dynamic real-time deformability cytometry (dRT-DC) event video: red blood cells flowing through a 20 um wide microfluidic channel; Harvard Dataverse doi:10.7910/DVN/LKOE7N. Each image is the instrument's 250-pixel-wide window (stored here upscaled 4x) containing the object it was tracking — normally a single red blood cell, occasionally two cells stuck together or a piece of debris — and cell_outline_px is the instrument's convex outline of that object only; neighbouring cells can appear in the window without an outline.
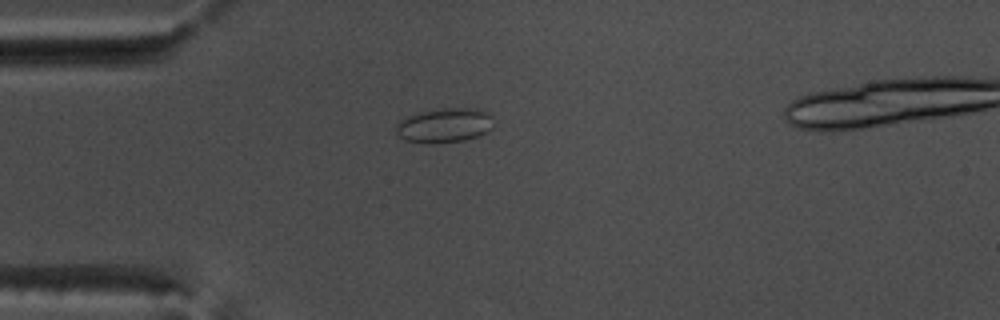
{"species": "common noctule bat (a hibernating species)", "species_latin": "Nyctalus noctula", "temperature_condition": "warm", "stored_images_in_passage": 35, "camera_frame_rate_fps": 3000, "um_per_image_px": 0.085, "animal": {"sex": "male", "body_mass_g": 17.5, "forearm_length_mm": 52.3}, "frame": {"image": 1, "passage_image": 1, "time_ms": 0.0, "image_size_px": [1000, 320], "cell_outline_px": [[492, 128], [476, 136], [464, 140], [432, 144], [404, 140], [396, 132], [396, 124], [400, 120], [408, 116], [420, 112], [444, 108], [476, 108], [488, 112]], "centroid_in_image_um": [37.73, 10.65], "position_along_channel_um": 47.3, "area_um2": 19.36}}
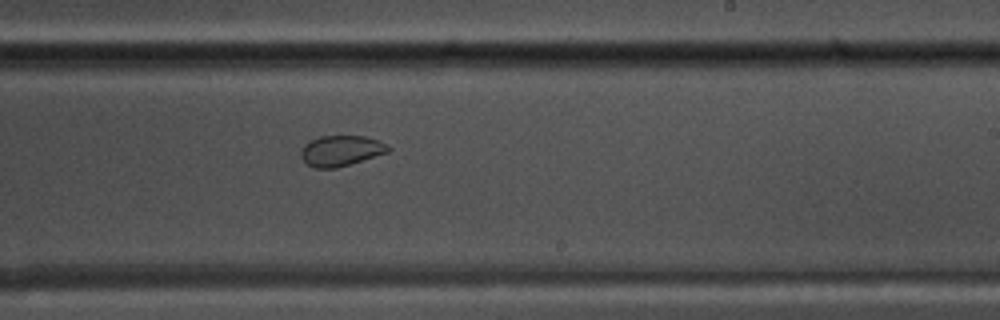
{"frame": {"image": 2, "passage_image": 19, "time_ms": 6.0, "image_size_px": [1000, 320], "cell_outline_px": [[392, 148], [388, 152], [336, 168], [316, 168], [308, 164], [300, 156], [300, 152], [304, 144], [320, 136], [364, 136], [388, 144]], "centroid_in_image_um": [28.98, 12.8], "position_along_channel_um": 260.0, "area_um2": 15.37}}
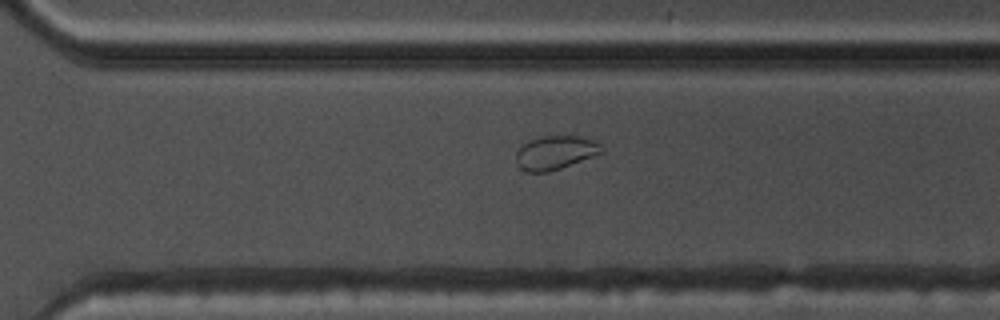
{"frame": {"image": 3, "passage_image": 24, "time_ms": 7.667, "image_size_px": [1000, 320], "cell_outline_px": [[604, 152], [560, 168], [548, 172], [528, 172], [520, 168], [516, 164], [516, 152], [528, 140], [544, 136], [584, 136], [600, 144], [604, 148]], "centroid_in_image_um": [47.2, 12.97], "position_along_channel_um": 323.4, "area_um2": 16.76}}